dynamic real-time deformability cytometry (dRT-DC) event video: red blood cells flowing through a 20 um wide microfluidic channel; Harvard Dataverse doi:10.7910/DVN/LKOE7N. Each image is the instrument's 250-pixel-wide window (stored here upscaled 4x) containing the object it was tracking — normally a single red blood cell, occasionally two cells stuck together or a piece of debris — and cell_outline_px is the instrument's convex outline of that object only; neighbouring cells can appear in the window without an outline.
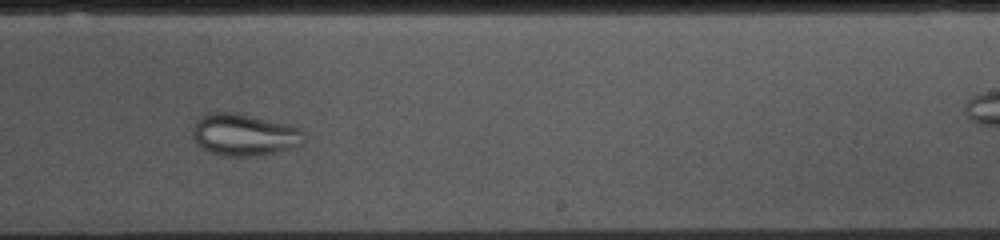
{"species": "common noctule bat (a hibernating species)", "species_latin": "Nyctalus noctula", "temperature_condition": "cold", "stored_images_in_passage": 55, "camera_frame_rate_fps": 3000, "um_per_image_px": 0.085, "animal": {"sex": "female", "body_mass_g": 10.0, "forearm_length_mm": 53.1}, "frame": {"image": 1, "passage_image": 32, "time_ms": 10.333, "image_size_px": [1000, 240], "cell_outline_px": [[304, 144], [256, 156], [228, 156], [208, 152], [192, 136], [192, 128], [196, 120], [208, 112], [236, 112], [288, 124], [300, 128], [304, 132]], "centroid_in_image_um": [20.75, 11.43], "position_along_channel_um": 268.2, "area_um2": 27.17}}